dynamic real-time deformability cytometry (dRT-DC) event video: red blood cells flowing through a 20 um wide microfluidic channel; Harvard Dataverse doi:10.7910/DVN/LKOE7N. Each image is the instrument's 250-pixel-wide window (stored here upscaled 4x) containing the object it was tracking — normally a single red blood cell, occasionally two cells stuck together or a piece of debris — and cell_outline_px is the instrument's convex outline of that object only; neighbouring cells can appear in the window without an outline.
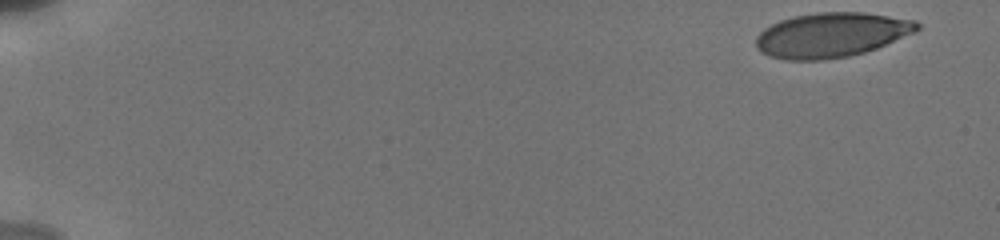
{"species": "human", "species_latin": "Homo sapiens", "temperature_condition": "cold", "stored_images_in_passage": 23, "camera_frame_rate_fps": 3000, "um_per_image_px": 0.085, "donor": {"sex": "male"}, "frame": {"image": 1, "passage_image": 1, "time_ms": 0.0, "image_size_px": [1000, 240], "cell_outline_px": [[920, 28], [916, 32], [876, 48], [864, 52], [848, 56], [824, 60], [784, 60], [768, 56], [756, 48], [756, 36], [764, 28], [780, 20], [792, 16], [816, 12], [864, 12], [916, 20], [920, 24]], "centroid_in_image_um": [70.66, 2.97], "position_along_channel_um": 14.3, "area_um2": 42.19}}
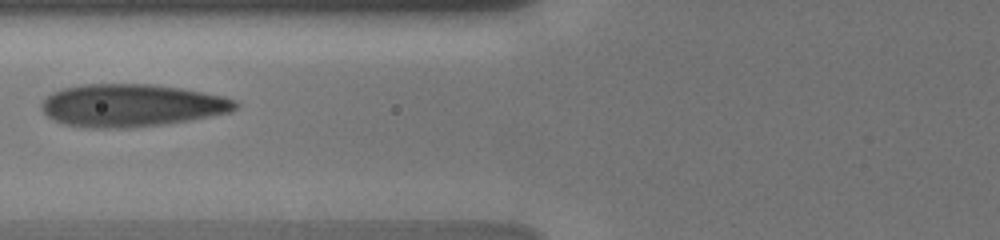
{"frame": {"image": 2, "passage_image": 20, "time_ms": 7.0, "image_size_px": [1000, 240], "cell_outline_px": [[240, 104], [232, 112], [188, 120], [164, 124], [128, 128], [92, 128], [64, 124], [48, 116], [40, 108], [40, 104], [52, 92], [64, 88], [80, 84], [152, 84], [180, 88], [224, 96], [236, 100]], "centroid_in_image_um": [11.19, 8.95], "position_along_channel_um": 114.6, "area_um2": 48.15}}
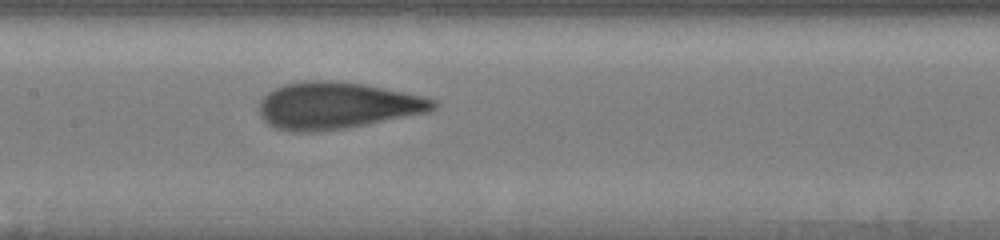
{"frame": {"image": 3, "passage_image": 23, "time_ms": 8.667, "image_size_px": [1000, 240], "cell_outline_px": [[440, 104], [436, 108], [428, 112], [348, 128], [312, 132], [292, 132], [276, 128], [268, 124], [260, 116], [260, 100], [268, 92], [284, 84], [304, 80], [328, 80], [364, 84], [404, 92], [436, 100]], "centroid_in_image_um": [28.63, 8.98], "position_along_channel_um": 178.8, "area_um2": 47.57}}